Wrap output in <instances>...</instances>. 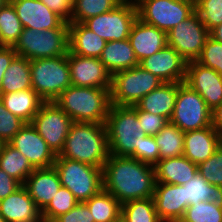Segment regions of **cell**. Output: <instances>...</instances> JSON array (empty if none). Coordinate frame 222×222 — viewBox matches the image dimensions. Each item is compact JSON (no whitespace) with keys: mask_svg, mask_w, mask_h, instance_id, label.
I'll use <instances>...</instances> for the list:
<instances>
[{"mask_svg":"<svg viewBox=\"0 0 222 222\" xmlns=\"http://www.w3.org/2000/svg\"><path fill=\"white\" fill-rule=\"evenodd\" d=\"M79 202L68 188L60 187L48 206L41 212L43 220L54 221L60 215L66 214Z\"/></svg>","mask_w":222,"mask_h":222,"instance_id":"obj_37","label":"cell"},{"mask_svg":"<svg viewBox=\"0 0 222 222\" xmlns=\"http://www.w3.org/2000/svg\"><path fill=\"white\" fill-rule=\"evenodd\" d=\"M67 57L72 86L111 89L112 74L99 58L83 57L70 51Z\"/></svg>","mask_w":222,"mask_h":222,"instance_id":"obj_14","label":"cell"},{"mask_svg":"<svg viewBox=\"0 0 222 222\" xmlns=\"http://www.w3.org/2000/svg\"><path fill=\"white\" fill-rule=\"evenodd\" d=\"M110 90L70 85L54 102L73 122L105 123L112 105Z\"/></svg>","mask_w":222,"mask_h":222,"instance_id":"obj_3","label":"cell"},{"mask_svg":"<svg viewBox=\"0 0 222 222\" xmlns=\"http://www.w3.org/2000/svg\"><path fill=\"white\" fill-rule=\"evenodd\" d=\"M21 184L0 168V200L16 191Z\"/></svg>","mask_w":222,"mask_h":222,"instance_id":"obj_47","label":"cell"},{"mask_svg":"<svg viewBox=\"0 0 222 222\" xmlns=\"http://www.w3.org/2000/svg\"><path fill=\"white\" fill-rule=\"evenodd\" d=\"M182 219L186 222H222V208L213 202L200 201L188 206Z\"/></svg>","mask_w":222,"mask_h":222,"instance_id":"obj_38","label":"cell"},{"mask_svg":"<svg viewBox=\"0 0 222 222\" xmlns=\"http://www.w3.org/2000/svg\"><path fill=\"white\" fill-rule=\"evenodd\" d=\"M105 123L73 122L64 147L56 157L102 168L109 157Z\"/></svg>","mask_w":222,"mask_h":222,"instance_id":"obj_2","label":"cell"},{"mask_svg":"<svg viewBox=\"0 0 222 222\" xmlns=\"http://www.w3.org/2000/svg\"><path fill=\"white\" fill-rule=\"evenodd\" d=\"M140 0H121V2H131L137 4Z\"/></svg>","mask_w":222,"mask_h":222,"instance_id":"obj_51","label":"cell"},{"mask_svg":"<svg viewBox=\"0 0 222 222\" xmlns=\"http://www.w3.org/2000/svg\"><path fill=\"white\" fill-rule=\"evenodd\" d=\"M69 51L83 57L99 58L106 40L89 30L82 23L69 22Z\"/></svg>","mask_w":222,"mask_h":222,"instance_id":"obj_26","label":"cell"},{"mask_svg":"<svg viewBox=\"0 0 222 222\" xmlns=\"http://www.w3.org/2000/svg\"><path fill=\"white\" fill-rule=\"evenodd\" d=\"M121 0H74L71 5L70 22L85 20L113 10Z\"/></svg>","mask_w":222,"mask_h":222,"instance_id":"obj_35","label":"cell"},{"mask_svg":"<svg viewBox=\"0 0 222 222\" xmlns=\"http://www.w3.org/2000/svg\"><path fill=\"white\" fill-rule=\"evenodd\" d=\"M164 82L140 65L112 75L111 104L135 105L141 98Z\"/></svg>","mask_w":222,"mask_h":222,"instance_id":"obj_8","label":"cell"},{"mask_svg":"<svg viewBox=\"0 0 222 222\" xmlns=\"http://www.w3.org/2000/svg\"><path fill=\"white\" fill-rule=\"evenodd\" d=\"M196 62L222 76V43L209 36Z\"/></svg>","mask_w":222,"mask_h":222,"instance_id":"obj_41","label":"cell"},{"mask_svg":"<svg viewBox=\"0 0 222 222\" xmlns=\"http://www.w3.org/2000/svg\"><path fill=\"white\" fill-rule=\"evenodd\" d=\"M156 183L183 185L188 183L198 172L197 164L185 156L164 158L155 165Z\"/></svg>","mask_w":222,"mask_h":222,"instance_id":"obj_24","label":"cell"},{"mask_svg":"<svg viewBox=\"0 0 222 222\" xmlns=\"http://www.w3.org/2000/svg\"><path fill=\"white\" fill-rule=\"evenodd\" d=\"M0 214L5 222H39L41 211L24 185L0 200Z\"/></svg>","mask_w":222,"mask_h":222,"instance_id":"obj_20","label":"cell"},{"mask_svg":"<svg viewBox=\"0 0 222 222\" xmlns=\"http://www.w3.org/2000/svg\"><path fill=\"white\" fill-rule=\"evenodd\" d=\"M60 177L55 167L34 169L27 177L24 187L42 212L61 187Z\"/></svg>","mask_w":222,"mask_h":222,"instance_id":"obj_21","label":"cell"},{"mask_svg":"<svg viewBox=\"0 0 222 222\" xmlns=\"http://www.w3.org/2000/svg\"><path fill=\"white\" fill-rule=\"evenodd\" d=\"M73 120L55 103L44 102L31 124L57 156L64 147Z\"/></svg>","mask_w":222,"mask_h":222,"instance_id":"obj_12","label":"cell"},{"mask_svg":"<svg viewBox=\"0 0 222 222\" xmlns=\"http://www.w3.org/2000/svg\"><path fill=\"white\" fill-rule=\"evenodd\" d=\"M185 132L172 123L166 124L154 136L159 147V160L183 156Z\"/></svg>","mask_w":222,"mask_h":222,"instance_id":"obj_33","label":"cell"},{"mask_svg":"<svg viewBox=\"0 0 222 222\" xmlns=\"http://www.w3.org/2000/svg\"><path fill=\"white\" fill-rule=\"evenodd\" d=\"M178 88L179 82H164L141 98L135 106L139 110L160 115L169 121L175 107Z\"/></svg>","mask_w":222,"mask_h":222,"instance_id":"obj_25","label":"cell"},{"mask_svg":"<svg viewBox=\"0 0 222 222\" xmlns=\"http://www.w3.org/2000/svg\"><path fill=\"white\" fill-rule=\"evenodd\" d=\"M210 36L222 43V24L216 26L210 31Z\"/></svg>","mask_w":222,"mask_h":222,"instance_id":"obj_50","label":"cell"},{"mask_svg":"<svg viewBox=\"0 0 222 222\" xmlns=\"http://www.w3.org/2000/svg\"><path fill=\"white\" fill-rule=\"evenodd\" d=\"M184 83L199 93L212 111L222 103V76L214 69L187 62Z\"/></svg>","mask_w":222,"mask_h":222,"instance_id":"obj_16","label":"cell"},{"mask_svg":"<svg viewBox=\"0 0 222 222\" xmlns=\"http://www.w3.org/2000/svg\"><path fill=\"white\" fill-rule=\"evenodd\" d=\"M50 10L62 17L67 23L71 18V5L69 0H40Z\"/></svg>","mask_w":222,"mask_h":222,"instance_id":"obj_46","label":"cell"},{"mask_svg":"<svg viewBox=\"0 0 222 222\" xmlns=\"http://www.w3.org/2000/svg\"><path fill=\"white\" fill-rule=\"evenodd\" d=\"M222 144V137L211 126L185 132L183 156L199 164L213 155Z\"/></svg>","mask_w":222,"mask_h":222,"instance_id":"obj_23","label":"cell"},{"mask_svg":"<svg viewBox=\"0 0 222 222\" xmlns=\"http://www.w3.org/2000/svg\"><path fill=\"white\" fill-rule=\"evenodd\" d=\"M170 123L183 132L198 130L212 125V110L195 90L179 82L175 107Z\"/></svg>","mask_w":222,"mask_h":222,"instance_id":"obj_9","label":"cell"},{"mask_svg":"<svg viewBox=\"0 0 222 222\" xmlns=\"http://www.w3.org/2000/svg\"><path fill=\"white\" fill-rule=\"evenodd\" d=\"M156 212L162 222L183 218L185 214V187L155 183L153 196Z\"/></svg>","mask_w":222,"mask_h":222,"instance_id":"obj_22","label":"cell"},{"mask_svg":"<svg viewBox=\"0 0 222 222\" xmlns=\"http://www.w3.org/2000/svg\"><path fill=\"white\" fill-rule=\"evenodd\" d=\"M1 94L32 88L30 60L16 55L3 74Z\"/></svg>","mask_w":222,"mask_h":222,"instance_id":"obj_29","label":"cell"},{"mask_svg":"<svg viewBox=\"0 0 222 222\" xmlns=\"http://www.w3.org/2000/svg\"><path fill=\"white\" fill-rule=\"evenodd\" d=\"M123 222H162L156 212L153 198L137 199L121 205Z\"/></svg>","mask_w":222,"mask_h":222,"instance_id":"obj_34","label":"cell"},{"mask_svg":"<svg viewBox=\"0 0 222 222\" xmlns=\"http://www.w3.org/2000/svg\"><path fill=\"white\" fill-rule=\"evenodd\" d=\"M16 55L17 54L12 46H0V94L3 74L5 73L6 69Z\"/></svg>","mask_w":222,"mask_h":222,"instance_id":"obj_48","label":"cell"},{"mask_svg":"<svg viewBox=\"0 0 222 222\" xmlns=\"http://www.w3.org/2000/svg\"><path fill=\"white\" fill-rule=\"evenodd\" d=\"M53 222H95L88 206L79 202L66 214L60 215Z\"/></svg>","mask_w":222,"mask_h":222,"instance_id":"obj_45","label":"cell"},{"mask_svg":"<svg viewBox=\"0 0 222 222\" xmlns=\"http://www.w3.org/2000/svg\"><path fill=\"white\" fill-rule=\"evenodd\" d=\"M198 173L211 185L222 187V144L211 157L197 165Z\"/></svg>","mask_w":222,"mask_h":222,"instance_id":"obj_40","label":"cell"},{"mask_svg":"<svg viewBox=\"0 0 222 222\" xmlns=\"http://www.w3.org/2000/svg\"><path fill=\"white\" fill-rule=\"evenodd\" d=\"M84 203L95 222H118L121 218L120 202L104 189Z\"/></svg>","mask_w":222,"mask_h":222,"instance_id":"obj_31","label":"cell"},{"mask_svg":"<svg viewBox=\"0 0 222 222\" xmlns=\"http://www.w3.org/2000/svg\"><path fill=\"white\" fill-rule=\"evenodd\" d=\"M185 187V211L191 204L200 201L213 202L222 208V187L209 184L198 172Z\"/></svg>","mask_w":222,"mask_h":222,"instance_id":"obj_30","label":"cell"},{"mask_svg":"<svg viewBox=\"0 0 222 222\" xmlns=\"http://www.w3.org/2000/svg\"><path fill=\"white\" fill-rule=\"evenodd\" d=\"M0 222H5V220L3 219V217L0 214Z\"/></svg>","mask_w":222,"mask_h":222,"instance_id":"obj_55","label":"cell"},{"mask_svg":"<svg viewBox=\"0 0 222 222\" xmlns=\"http://www.w3.org/2000/svg\"><path fill=\"white\" fill-rule=\"evenodd\" d=\"M99 59L112 75L139 65L129 39L107 41Z\"/></svg>","mask_w":222,"mask_h":222,"instance_id":"obj_28","label":"cell"},{"mask_svg":"<svg viewBox=\"0 0 222 222\" xmlns=\"http://www.w3.org/2000/svg\"><path fill=\"white\" fill-rule=\"evenodd\" d=\"M137 140V149L130 157L154 166L159 161V147L154 136L146 135Z\"/></svg>","mask_w":222,"mask_h":222,"instance_id":"obj_43","label":"cell"},{"mask_svg":"<svg viewBox=\"0 0 222 222\" xmlns=\"http://www.w3.org/2000/svg\"><path fill=\"white\" fill-rule=\"evenodd\" d=\"M39 222H53V221H47V220L41 219Z\"/></svg>","mask_w":222,"mask_h":222,"instance_id":"obj_56","label":"cell"},{"mask_svg":"<svg viewBox=\"0 0 222 222\" xmlns=\"http://www.w3.org/2000/svg\"><path fill=\"white\" fill-rule=\"evenodd\" d=\"M0 168L21 185L34 171L27 158L9 143H4L0 151Z\"/></svg>","mask_w":222,"mask_h":222,"instance_id":"obj_32","label":"cell"},{"mask_svg":"<svg viewBox=\"0 0 222 222\" xmlns=\"http://www.w3.org/2000/svg\"><path fill=\"white\" fill-rule=\"evenodd\" d=\"M12 47L17 55L29 60L67 55L69 28H54L44 31L23 28Z\"/></svg>","mask_w":222,"mask_h":222,"instance_id":"obj_6","label":"cell"},{"mask_svg":"<svg viewBox=\"0 0 222 222\" xmlns=\"http://www.w3.org/2000/svg\"><path fill=\"white\" fill-rule=\"evenodd\" d=\"M128 39L139 63L167 45L165 31L146 24L139 18L133 23Z\"/></svg>","mask_w":222,"mask_h":222,"instance_id":"obj_19","label":"cell"},{"mask_svg":"<svg viewBox=\"0 0 222 222\" xmlns=\"http://www.w3.org/2000/svg\"><path fill=\"white\" fill-rule=\"evenodd\" d=\"M23 26L12 3L0 8V46H13L22 33Z\"/></svg>","mask_w":222,"mask_h":222,"instance_id":"obj_36","label":"cell"},{"mask_svg":"<svg viewBox=\"0 0 222 222\" xmlns=\"http://www.w3.org/2000/svg\"><path fill=\"white\" fill-rule=\"evenodd\" d=\"M16 148L34 169L53 167L56 155L31 123H26L8 142Z\"/></svg>","mask_w":222,"mask_h":222,"instance_id":"obj_15","label":"cell"},{"mask_svg":"<svg viewBox=\"0 0 222 222\" xmlns=\"http://www.w3.org/2000/svg\"><path fill=\"white\" fill-rule=\"evenodd\" d=\"M32 89L44 102H54L71 85L67 55L30 60Z\"/></svg>","mask_w":222,"mask_h":222,"instance_id":"obj_5","label":"cell"},{"mask_svg":"<svg viewBox=\"0 0 222 222\" xmlns=\"http://www.w3.org/2000/svg\"><path fill=\"white\" fill-rule=\"evenodd\" d=\"M137 18V5L121 2L113 10L89 18L82 24L106 41H122L128 39Z\"/></svg>","mask_w":222,"mask_h":222,"instance_id":"obj_11","label":"cell"},{"mask_svg":"<svg viewBox=\"0 0 222 222\" xmlns=\"http://www.w3.org/2000/svg\"><path fill=\"white\" fill-rule=\"evenodd\" d=\"M103 189L120 204L153 198L155 189L154 166L131 157L109 155L103 166Z\"/></svg>","mask_w":222,"mask_h":222,"instance_id":"obj_1","label":"cell"},{"mask_svg":"<svg viewBox=\"0 0 222 222\" xmlns=\"http://www.w3.org/2000/svg\"><path fill=\"white\" fill-rule=\"evenodd\" d=\"M138 18L166 33L195 12V0H140Z\"/></svg>","mask_w":222,"mask_h":222,"instance_id":"obj_10","label":"cell"},{"mask_svg":"<svg viewBox=\"0 0 222 222\" xmlns=\"http://www.w3.org/2000/svg\"><path fill=\"white\" fill-rule=\"evenodd\" d=\"M195 12L209 32L222 24V0H195Z\"/></svg>","mask_w":222,"mask_h":222,"instance_id":"obj_39","label":"cell"},{"mask_svg":"<svg viewBox=\"0 0 222 222\" xmlns=\"http://www.w3.org/2000/svg\"><path fill=\"white\" fill-rule=\"evenodd\" d=\"M26 123L8 111L0 100V139L8 143Z\"/></svg>","mask_w":222,"mask_h":222,"instance_id":"obj_42","label":"cell"},{"mask_svg":"<svg viewBox=\"0 0 222 222\" xmlns=\"http://www.w3.org/2000/svg\"><path fill=\"white\" fill-rule=\"evenodd\" d=\"M210 32L194 12L167 32V45L174 48L187 62L196 61Z\"/></svg>","mask_w":222,"mask_h":222,"instance_id":"obj_13","label":"cell"},{"mask_svg":"<svg viewBox=\"0 0 222 222\" xmlns=\"http://www.w3.org/2000/svg\"><path fill=\"white\" fill-rule=\"evenodd\" d=\"M212 127L222 137V103L212 111Z\"/></svg>","mask_w":222,"mask_h":222,"instance_id":"obj_49","label":"cell"},{"mask_svg":"<svg viewBox=\"0 0 222 222\" xmlns=\"http://www.w3.org/2000/svg\"><path fill=\"white\" fill-rule=\"evenodd\" d=\"M139 65L163 82H184L187 61L171 46L143 59Z\"/></svg>","mask_w":222,"mask_h":222,"instance_id":"obj_18","label":"cell"},{"mask_svg":"<svg viewBox=\"0 0 222 222\" xmlns=\"http://www.w3.org/2000/svg\"><path fill=\"white\" fill-rule=\"evenodd\" d=\"M14 6L23 28L32 30H51L69 28L68 23L50 10L40 0H9Z\"/></svg>","mask_w":222,"mask_h":222,"instance_id":"obj_17","label":"cell"},{"mask_svg":"<svg viewBox=\"0 0 222 222\" xmlns=\"http://www.w3.org/2000/svg\"><path fill=\"white\" fill-rule=\"evenodd\" d=\"M3 145H4V142L0 139V151L2 150Z\"/></svg>","mask_w":222,"mask_h":222,"instance_id":"obj_54","label":"cell"},{"mask_svg":"<svg viewBox=\"0 0 222 222\" xmlns=\"http://www.w3.org/2000/svg\"><path fill=\"white\" fill-rule=\"evenodd\" d=\"M9 0H0V8L3 7Z\"/></svg>","mask_w":222,"mask_h":222,"instance_id":"obj_52","label":"cell"},{"mask_svg":"<svg viewBox=\"0 0 222 222\" xmlns=\"http://www.w3.org/2000/svg\"><path fill=\"white\" fill-rule=\"evenodd\" d=\"M169 222H186L185 220H183L182 218L180 219H174V220H171Z\"/></svg>","mask_w":222,"mask_h":222,"instance_id":"obj_53","label":"cell"},{"mask_svg":"<svg viewBox=\"0 0 222 222\" xmlns=\"http://www.w3.org/2000/svg\"><path fill=\"white\" fill-rule=\"evenodd\" d=\"M137 113L141 129L147 136H155L157 133L169 123V121L160 115L139 110L135 105L131 106Z\"/></svg>","mask_w":222,"mask_h":222,"instance_id":"obj_44","label":"cell"},{"mask_svg":"<svg viewBox=\"0 0 222 222\" xmlns=\"http://www.w3.org/2000/svg\"><path fill=\"white\" fill-rule=\"evenodd\" d=\"M105 126L110 155L130 157L137 149V138L146 136L131 106L112 104Z\"/></svg>","mask_w":222,"mask_h":222,"instance_id":"obj_4","label":"cell"},{"mask_svg":"<svg viewBox=\"0 0 222 222\" xmlns=\"http://www.w3.org/2000/svg\"><path fill=\"white\" fill-rule=\"evenodd\" d=\"M53 166L62 187L68 188L78 202H86L103 189L102 168L62 157H56Z\"/></svg>","mask_w":222,"mask_h":222,"instance_id":"obj_7","label":"cell"},{"mask_svg":"<svg viewBox=\"0 0 222 222\" xmlns=\"http://www.w3.org/2000/svg\"><path fill=\"white\" fill-rule=\"evenodd\" d=\"M0 100L8 111L25 123L33 121L35 114L44 103L32 88L8 94H0Z\"/></svg>","mask_w":222,"mask_h":222,"instance_id":"obj_27","label":"cell"}]
</instances>
